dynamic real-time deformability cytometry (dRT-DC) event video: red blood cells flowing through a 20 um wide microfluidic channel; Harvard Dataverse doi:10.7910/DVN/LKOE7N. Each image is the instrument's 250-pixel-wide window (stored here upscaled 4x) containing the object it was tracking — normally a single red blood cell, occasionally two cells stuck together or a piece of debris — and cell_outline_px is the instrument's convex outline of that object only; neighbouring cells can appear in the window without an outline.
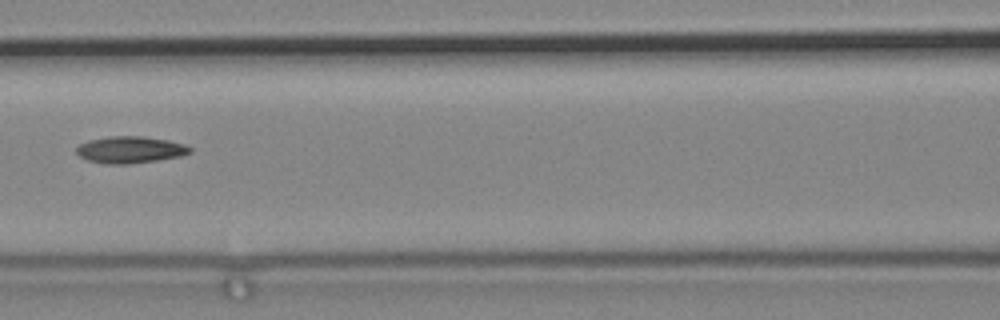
{"species": "common noctule bat (a hibernating species)", "species_latin": "Nyctalus noctula", "temperature_condition": "cold", "stored_images_in_passage": 4, "camera_frame_rate_fps": 3000, "um_per_image_px": 0.085, "animal": {"sex": "male", "body_mass_g": 19.2, "forearm_length_mm": 51.8}, "frame": {"image": 1, "passage_image": 4, "time_ms": 1.0, "image_size_px": [1000, 320], "cell_outline_px": [[192, 152], [184, 156], [128, 164], [104, 164], [88, 160], [80, 156], [76, 152], [76, 148], [80, 144], [88, 140], [112, 136], [140, 136], [168, 140], [184, 144], [192, 148]], "centroid_in_image_um": [11.09, 12.73], "position_along_channel_um": 155.5, "area_um2": 17.74}}